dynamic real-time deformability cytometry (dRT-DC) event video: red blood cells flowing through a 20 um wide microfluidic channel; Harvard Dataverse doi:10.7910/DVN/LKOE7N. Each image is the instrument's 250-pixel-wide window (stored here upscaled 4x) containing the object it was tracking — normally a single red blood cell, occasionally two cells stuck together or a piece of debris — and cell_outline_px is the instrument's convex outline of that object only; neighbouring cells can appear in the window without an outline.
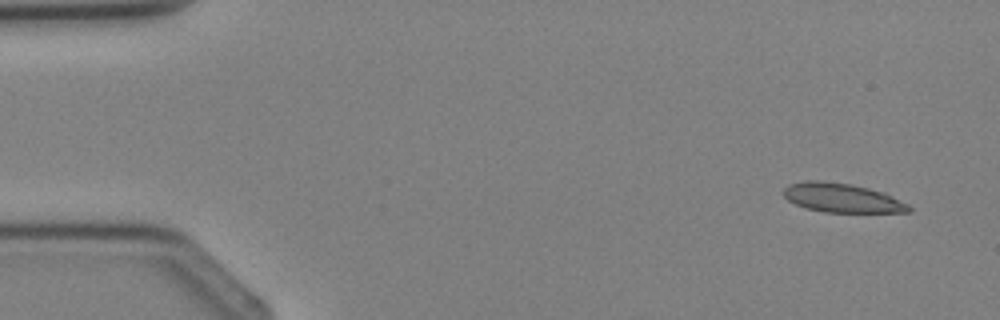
{"species": "Egyptian fruit bat (a non-hibernating species)", "species_latin": "Rousettus aegyptiacus", "temperature_condition": "cold", "stored_images_in_passage": 3, "camera_frame_rate_fps": 3000, "um_per_image_px": 0.085, "animal": {"sex": "female"}, "frame": {"image": 1, "passage_image": 1, "time_ms": 0.0, "image_size_px": [1000, 320], "cell_outline_px": [[912, 212], [824, 212], [804, 208], [788, 200], [784, 196], [784, 188], [788, 184], [804, 180], [820, 180], [852, 184], [884, 192], [908, 204], [912, 208]], "centroid_in_image_um": [71.56, 16.81], "position_along_channel_um": 13.4, "area_um2": 21.39}}
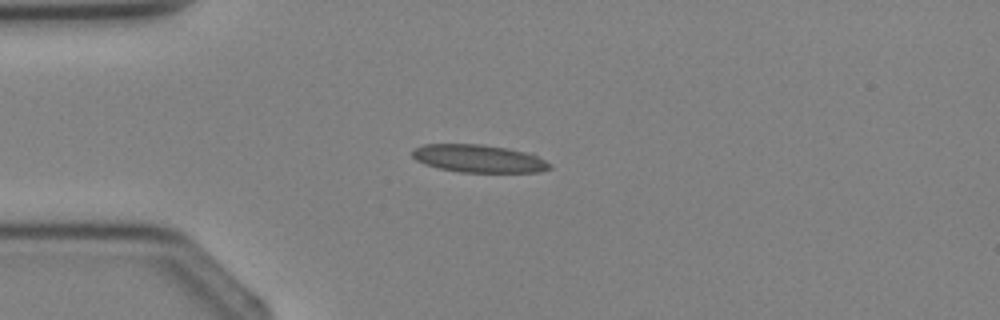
{"frame": {"image": 2, "passage_image": 3, "time_ms": 2.333, "image_size_px": [1000, 320], "cell_outline_px": [[552, 168], [540, 172], [460, 172], [440, 168], [424, 164], [416, 160], [412, 156], [412, 148], [424, 144], [480, 144], [508, 148], [532, 152], [552, 164]], "centroid_in_image_um": [40.73, 13.47], "position_along_channel_um": 44.3, "area_um2": 22.54}}